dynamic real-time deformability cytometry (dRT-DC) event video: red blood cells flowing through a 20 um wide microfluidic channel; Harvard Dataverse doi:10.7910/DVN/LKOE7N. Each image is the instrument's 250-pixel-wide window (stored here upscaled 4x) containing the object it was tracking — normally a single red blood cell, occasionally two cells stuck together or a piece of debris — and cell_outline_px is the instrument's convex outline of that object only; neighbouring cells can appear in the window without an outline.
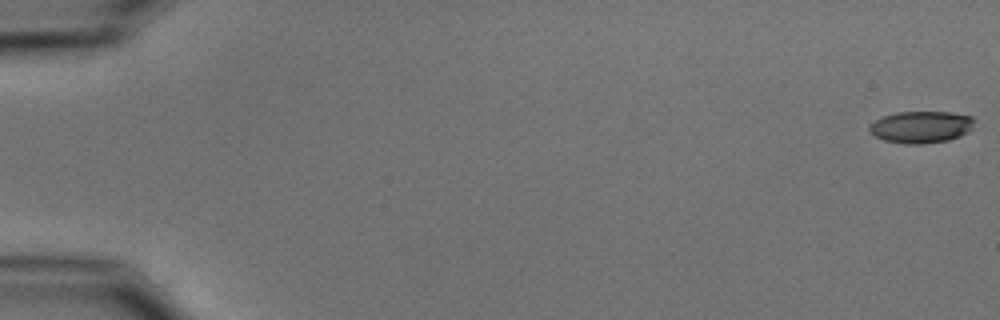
{"species": "common noctule bat (a hibernating species)", "species_latin": "Nyctalus noctula", "temperature_condition": "cold", "stored_images_in_passage": 54, "camera_frame_rate_fps": 3000, "um_per_image_px": 0.085, "animal": {"sex": "male", "body_mass_g": 15.6}, "frame": {"image": 1, "passage_image": 1, "time_ms": 0.0, "image_size_px": [1000, 320], "cell_outline_px": [[976, 120], [972, 128], [968, 132], [960, 136], [948, 140], [920, 144], [904, 144], [884, 140], [876, 136], [868, 128], [876, 120], [884, 116], [896, 112], [952, 112], [972, 116]], "centroid_in_image_um": [78.35, 10.79], "position_along_channel_um": 6.7, "area_um2": 19.48}}
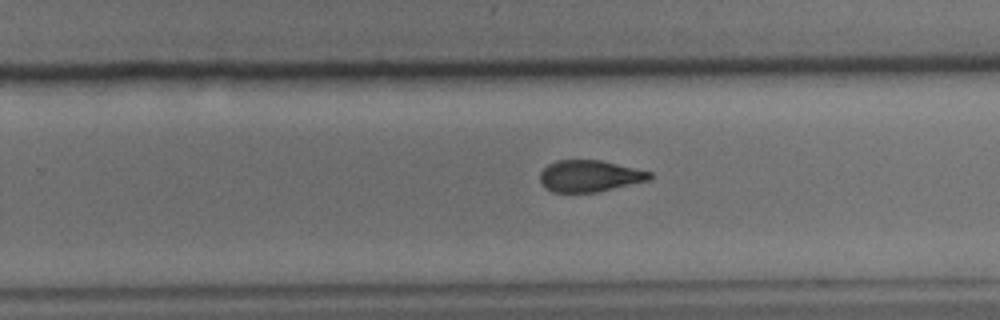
{"frame": {"image": 2, "passage_image": 36, "time_ms": 11.667, "image_size_px": [1000, 320], "cell_outline_px": [[652, 176], [648, 180], [596, 192], [552, 192], [544, 188], [540, 184], [540, 172], [548, 164], [556, 160], [600, 160], [652, 172]], "centroid_in_image_um": [50.06, 14.96], "position_along_channel_um": 279.7, "area_um2": 20.11}}
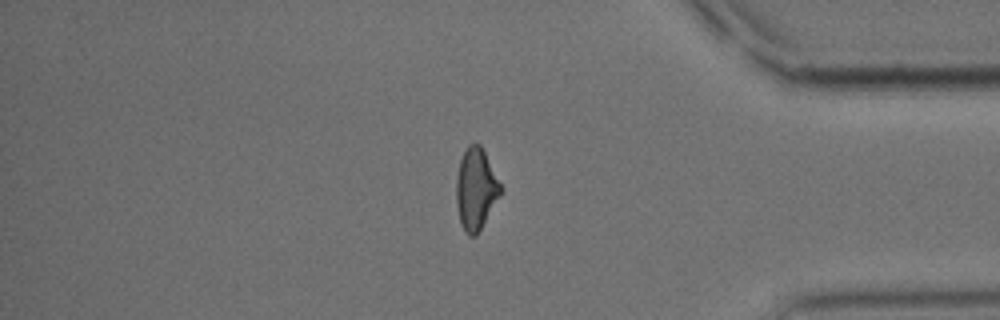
{"frame": {"image": 3, "passage_image": 47, "time_ms": 15.333, "image_size_px": [1000, 320], "cell_outline_px": [[500, 196], [476, 236], [468, 236], [464, 232], [460, 224], [456, 204], [456, 180], [460, 160], [468, 144], [476, 140], [480, 144], [500, 184]], "centroid_in_image_um": [40.41, 16.08], "position_along_channel_um": 394.8, "area_um2": 20.92}}